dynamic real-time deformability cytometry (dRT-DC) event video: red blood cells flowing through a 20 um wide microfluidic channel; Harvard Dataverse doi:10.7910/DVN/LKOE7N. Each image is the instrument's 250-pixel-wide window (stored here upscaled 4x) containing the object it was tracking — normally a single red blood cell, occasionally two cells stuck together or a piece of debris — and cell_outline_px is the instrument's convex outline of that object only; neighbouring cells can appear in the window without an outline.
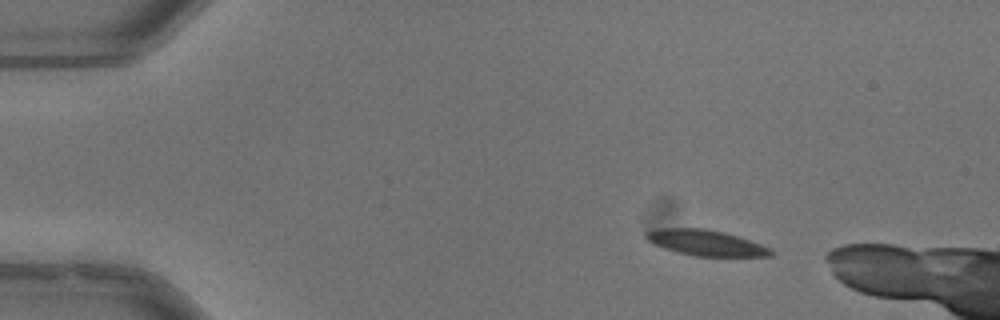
{"species": "common noctule bat (a hibernating species)", "species_latin": "Nyctalus noctula", "temperature_condition": "warm", "stored_images_in_passage": 10, "camera_frame_rate_fps": 3000, "um_per_image_px": 0.085, "animal": {"sex": "male", "body_mass_g": 13.3}, "frame": {"image": 1, "passage_image": 1, "time_ms": 0.0, "image_size_px": [1000, 320], "cell_outline_px": [[776, 252], [772, 256], [692, 256], [676, 252], [664, 248], [648, 240], [644, 236], [644, 232], [660, 228], [704, 228], [724, 232], [772, 248]], "centroid_in_image_um": [60.01, 20.64], "position_along_channel_um": 25.0, "area_um2": 18.67}}